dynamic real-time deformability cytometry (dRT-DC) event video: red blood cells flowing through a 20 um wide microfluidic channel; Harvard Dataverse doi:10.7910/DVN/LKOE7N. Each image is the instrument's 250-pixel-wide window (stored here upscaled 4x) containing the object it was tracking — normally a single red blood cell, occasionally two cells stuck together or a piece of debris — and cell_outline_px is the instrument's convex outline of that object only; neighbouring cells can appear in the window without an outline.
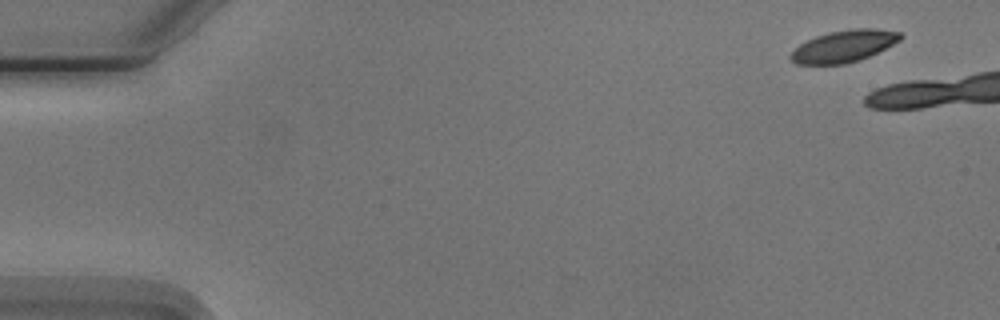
{"species": "Egyptian fruit bat (a non-hibernating species)", "species_latin": "Rousettus aegyptiacus", "temperature_condition": "cold", "stored_images_in_passage": 4, "camera_frame_rate_fps": 3000, "um_per_image_px": 0.085, "animal": {"sex": "male"}, "frame": {"image": 1, "passage_image": 1, "time_ms": 0.0, "image_size_px": [1000, 320], "cell_outline_px": [[904, 36], [900, 40], [868, 56], [844, 64], [796, 64], [788, 56], [800, 44], [816, 36], [828, 32], [852, 28], [876, 28], [900, 32]], "centroid_in_image_um": [71.72, 3.9], "position_along_channel_um": 13.3, "area_um2": 20.11}}